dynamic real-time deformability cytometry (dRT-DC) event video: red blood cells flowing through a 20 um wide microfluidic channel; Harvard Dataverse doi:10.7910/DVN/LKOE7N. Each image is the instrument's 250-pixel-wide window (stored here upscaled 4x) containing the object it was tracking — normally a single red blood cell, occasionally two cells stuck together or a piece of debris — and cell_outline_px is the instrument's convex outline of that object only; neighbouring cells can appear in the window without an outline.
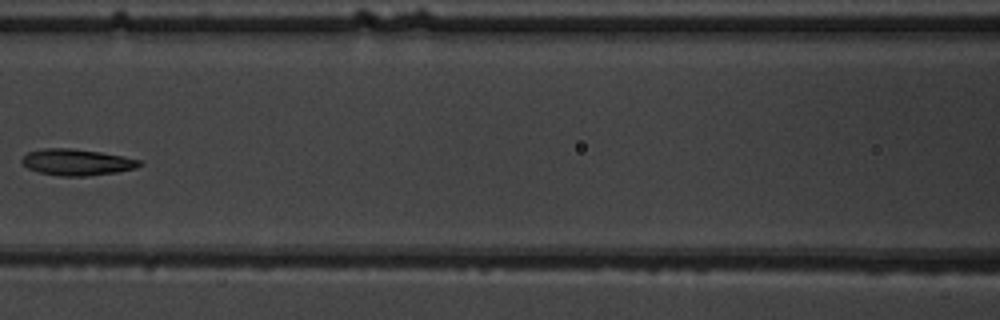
{"species": "common noctule bat (a hibernating species)", "species_latin": "Nyctalus noctula", "temperature_condition": "warm", "stored_images_in_passage": 8, "camera_frame_rate_fps": 3000, "um_per_image_px": 0.085, "animal": {"sex": "male", "body_mass_g": 19.5, "forearm_length_mm": 54.6}, "frame": {"image": 1, "passage_image": 7, "time_ms": 8.0, "image_size_px": [1000, 320], "cell_outline_px": [[144, 164], [136, 168], [116, 172], [88, 176], [60, 176], [40, 172], [28, 168], [20, 160], [28, 152], [44, 148], [72, 148], [100, 152], [140, 160]], "centroid_in_image_um": [6.53, 13.79], "position_along_channel_um": 160.1, "area_um2": 17.92}}
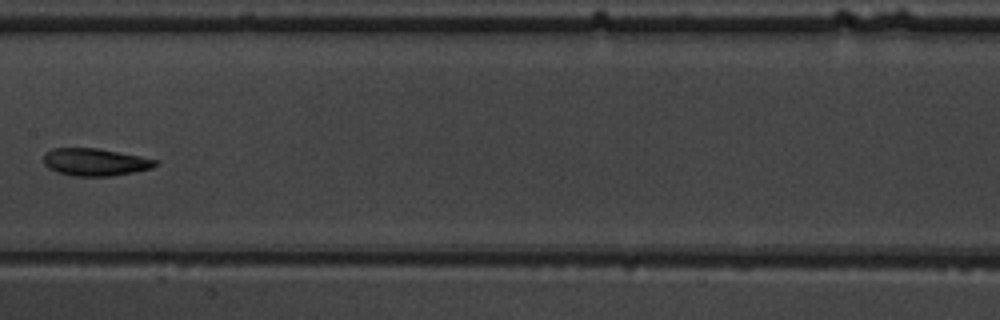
{"frame": {"image": 2, "passage_image": 8, "time_ms": 9.0, "image_size_px": [1000, 320], "cell_outline_px": [[160, 160], [152, 168], [112, 176], [72, 176], [56, 172], [48, 168], [44, 164], [44, 152], [52, 148], [96, 148], [140, 156]], "centroid_in_image_um": [8.05, 13.77], "position_along_channel_um": 199.3, "area_um2": 17.92}}